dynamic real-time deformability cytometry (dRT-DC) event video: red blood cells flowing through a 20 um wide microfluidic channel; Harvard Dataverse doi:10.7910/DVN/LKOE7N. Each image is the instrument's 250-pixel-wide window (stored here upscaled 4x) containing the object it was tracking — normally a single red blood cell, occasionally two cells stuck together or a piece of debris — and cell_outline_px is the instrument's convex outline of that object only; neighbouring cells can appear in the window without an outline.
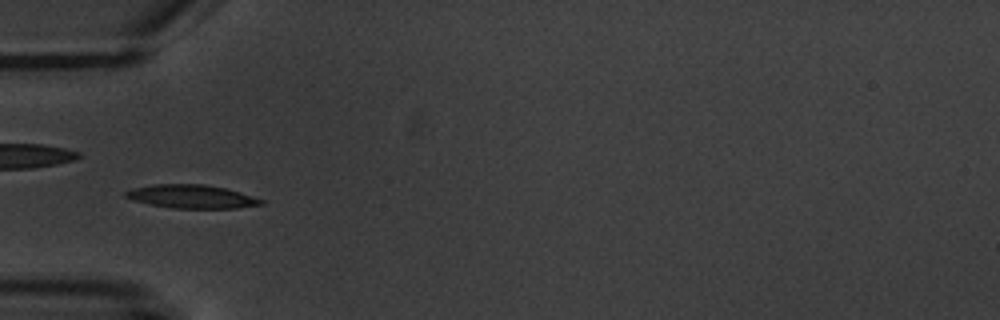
{"species": "common noctule bat (a hibernating species)", "species_latin": "Nyctalus noctula", "temperature_condition": "warm", "stored_images_in_passage": 7, "camera_frame_rate_fps": 3000, "um_per_image_px": 0.085, "animal": {"sex": "male", "body_mass_g": 20.1, "forearm_length_mm": 53.5}, "frame": {"image": 1, "passage_image": 3, "time_ms": 2.333, "image_size_px": [1000, 320], "cell_outline_px": [[264, 204], [236, 208], [172, 208], [148, 204], [132, 200], [124, 196], [124, 192], [132, 188], [152, 184], [204, 184], [224, 188], [240, 192], [264, 200]], "centroid_in_image_um": [16.25, 16.7], "position_along_channel_um": 68.8, "area_um2": 18.55}}